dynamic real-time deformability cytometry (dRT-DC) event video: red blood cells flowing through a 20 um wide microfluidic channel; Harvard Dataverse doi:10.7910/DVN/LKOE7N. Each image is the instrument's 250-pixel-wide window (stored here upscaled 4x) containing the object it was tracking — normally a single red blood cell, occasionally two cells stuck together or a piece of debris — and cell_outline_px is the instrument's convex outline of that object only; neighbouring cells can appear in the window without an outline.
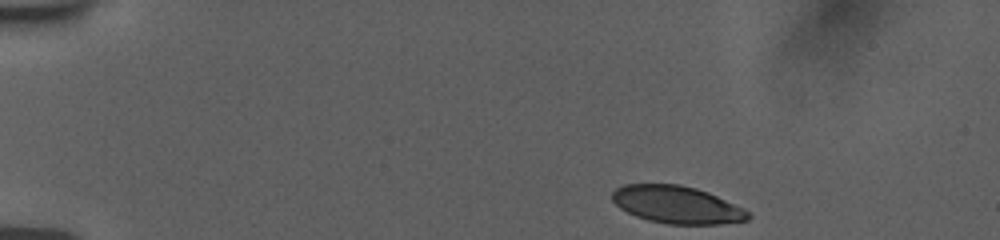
{"species": "human", "species_latin": "Homo sapiens", "temperature_condition": "room temperature", "stored_images_in_passage": 47, "camera_frame_rate_fps": 3000, "um_per_image_px": 0.085, "donor": {"sex": "female"}, "frame": {"image": 1, "passage_image": 1, "time_ms": 0.0, "image_size_px": [1000, 240], "cell_outline_px": [[752, 216], [748, 220], [720, 224], [668, 224], [648, 220], [636, 216], [620, 208], [612, 200], [612, 192], [616, 188], [624, 184], [680, 184], [696, 188], [708, 192], [744, 208]], "centroid_in_image_um": [57.54, 17.4], "position_along_channel_um": 27.5, "area_um2": 29.71}}
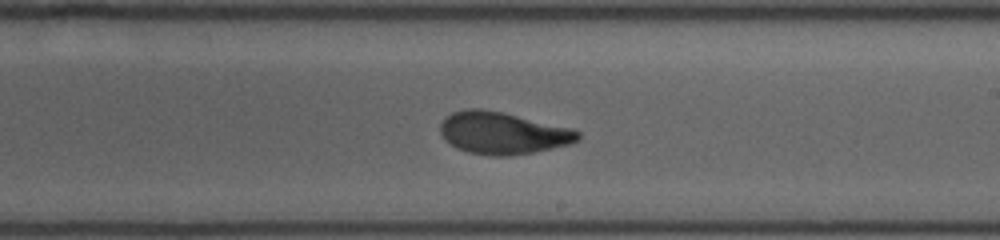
{"frame": {"image": 2, "passage_image": 26, "time_ms": 8.333, "image_size_px": [1000, 240], "cell_outline_px": [[580, 140], [572, 144], [532, 152], [508, 156], [492, 156], [468, 152], [456, 148], [444, 140], [440, 132], [440, 124], [452, 112], [468, 108], [480, 108], [504, 112], [572, 128], [580, 132]], "centroid_in_image_um": [42.74, 11.31], "position_along_channel_um": 246.3, "area_um2": 33.99}}
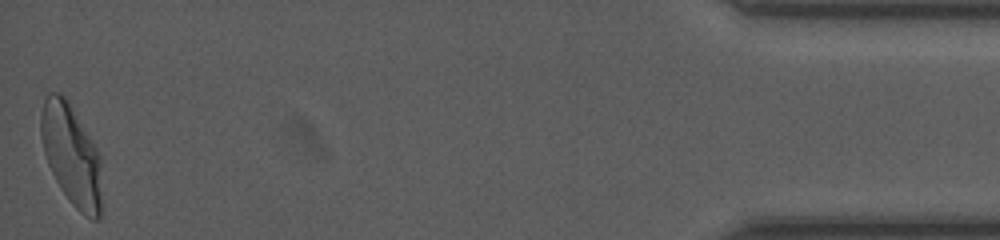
{"frame": {"image": 3, "passage_image": 47, "time_ms": 15.333, "image_size_px": [1000, 240], "cell_outline_px": [[100, 216], [96, 220], [92, 220], [80, 212], [68, 200], [60, 188], [48, 164], [44, 152], [40, 136], [40, 116], [44, 100], [48, 92], [60, 92], [64, 96], [96, 148], [100, 156]], "centroid_in_image_um": [6.03, 13.18], "position_along_channel_um": 429.2, "area_um2": 35.26}, "authors_computed_cell_mechanics": {"area_um2": 33.524, "velocity_mm_per_s": 3.7597, "shape_relaxation_time_tau1_ms": 5.7566, "shape_relaxation_time_tau2_ms": 1.3278, "deformation_change_tau1": 0.2034, "deformation_change_tau2": 0.074}}